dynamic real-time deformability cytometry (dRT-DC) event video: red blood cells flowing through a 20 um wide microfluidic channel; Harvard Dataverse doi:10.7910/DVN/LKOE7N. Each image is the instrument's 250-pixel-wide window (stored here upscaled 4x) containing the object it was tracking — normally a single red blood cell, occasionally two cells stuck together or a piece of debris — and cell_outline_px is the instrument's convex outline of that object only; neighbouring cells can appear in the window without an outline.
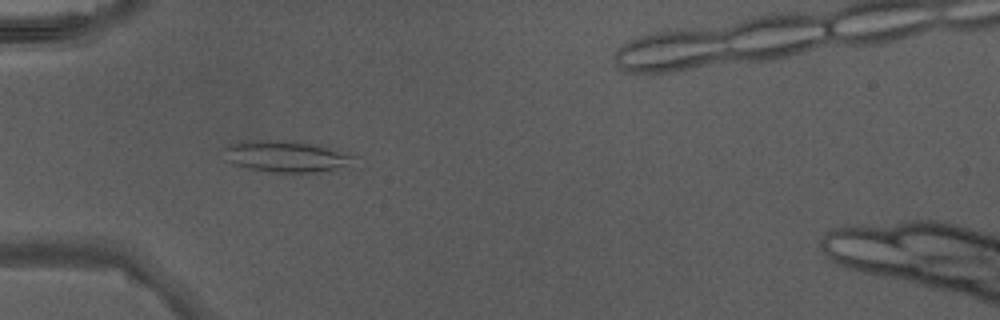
{"species": "Egyptian fruit bat (a non-hibernating species)", "species_latin": "Rousettus aegyptiacus", "temperature_condition": "warm", "stored_images_in_passage": 48, "camera_frame_rate_fps": 3000, "um_per_image_px": 0.085, "animal": {"sex": "male"}, "frame": {"image": 1, "passage_image": 16, "time_ms": 5.0, "image_size_px": [1000, 320], "cell_outline_px": [[360, 168], [328, 172], [268, 172], [248, 168], [232, 164], [224, 160], [220, 148], [228, 144], [252, 140], [276, 140], [312, 144], [360, 156]], "centroid_in_image_um": [24.48, 13.34], "position_along_channel_um": 60.5, "area_um2": 25.14}}
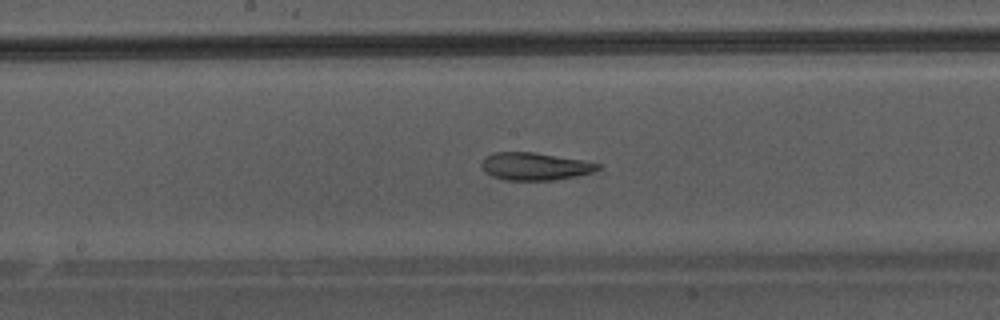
{"frame": {"image": 2, "passage_image": 26, "time_ms": 8.333, "image_size_px": [1000, 320], "cell_outline_px": [[604, 164], [600, 168], [592, 172], [576, 176], [552, 180], [504, 180], [492, 176], [480, 164], [484, 156], [496, 152], [532, 152], [584, 160]], "centroid_in_image_um": [45.49, 14.13], "position_along_channel_um": 202.7, "area_um2": 18.67}}
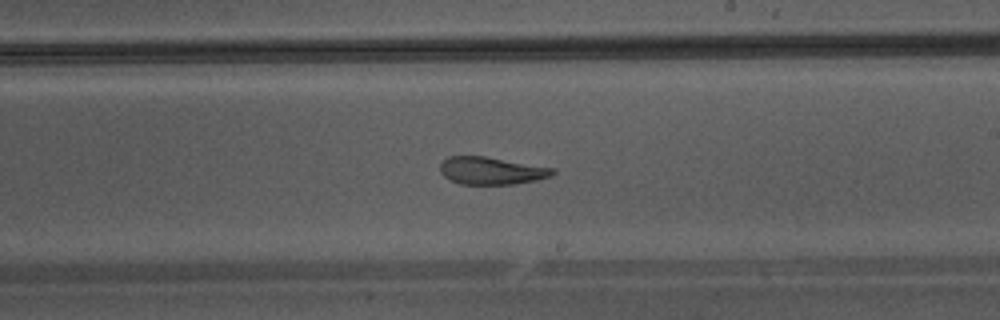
{"frame": {"image": 3, "passage_image": 29, "time_ms": 9.333, "image_size_px": [1000, 320], "cell_outline_px": [[556, 172], [552, 176], [536, 180], [512, 184], [460, 184], [444, 176], [440, 172], [440, 164], [448, 156], [484, 156], [556, 168]], "centroid_in_image_um": [41.79, 14.5], "position_along_channel_um": 247.2, "area_um2": 18.03}}